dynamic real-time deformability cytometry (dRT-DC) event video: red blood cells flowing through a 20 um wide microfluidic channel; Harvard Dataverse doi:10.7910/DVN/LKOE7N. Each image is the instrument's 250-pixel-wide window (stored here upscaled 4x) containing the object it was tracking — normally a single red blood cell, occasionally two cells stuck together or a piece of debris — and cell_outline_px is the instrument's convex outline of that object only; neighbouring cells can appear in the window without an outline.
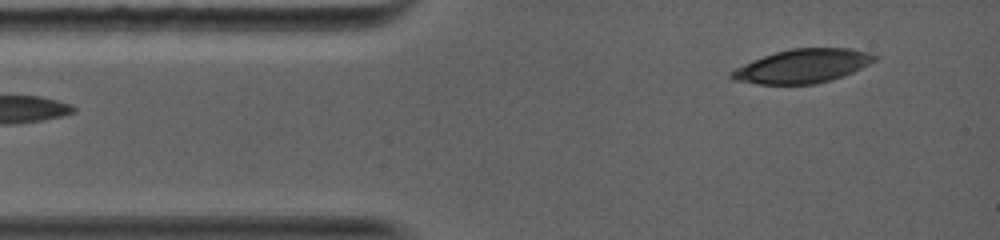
{"species": "common noctule bat (a hibernating species)", "species_latin": "Nyctalus noctula", "temperature_condition": "warm", "stored_images_in_passage": 5, "camera_frame_rate_fps": 5000, "um_per_image_px": 0.085, "animal": {"sex": "female", "body_mass_g": 19.0, "forearm_length_mm": 56.7}, "frame": {"image": 1, "passage_image": 1, "time_ms": 0.0, "image_size_px": [1000, 240], "cell_outline_px": [[880, 56], [876, 60], [844, 76], [816, 84], [756, 84], [732, 80], [728, 76], [728, 72], [752, 60], [776, 52], [792, 48], [852, 48], [868, 52]], "centroid_in_image_um": [68.2, 5.62], "position_along_channel_um": 16.8, "area_um2": 28.26}}
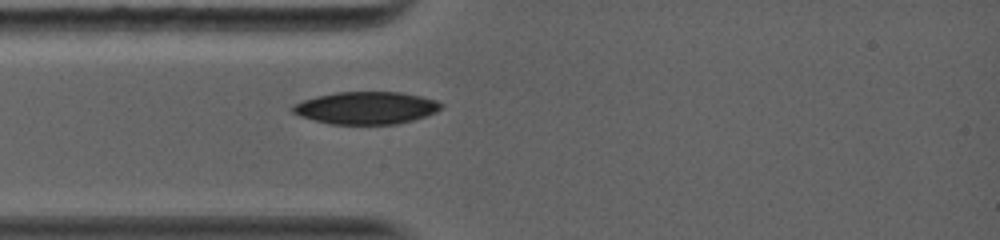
{"frame": {"image": 2, "passage_image": 5, "time_ms": 2.0, "image_size_px": [1000, 240], "cell_outline_px": [[444, 104], [436, 112], [412, 120], [396, 124], [328, 124], [300, 116], [292, 112], [288, 108], [292, 104], [316, 96], [336, 92], [400, 92], [420, 96], [436, 100]], "centroid_in_image_um": [31.07, 9.17], "position_along_channel_um": 53.9, "area_um2": 28.09}}